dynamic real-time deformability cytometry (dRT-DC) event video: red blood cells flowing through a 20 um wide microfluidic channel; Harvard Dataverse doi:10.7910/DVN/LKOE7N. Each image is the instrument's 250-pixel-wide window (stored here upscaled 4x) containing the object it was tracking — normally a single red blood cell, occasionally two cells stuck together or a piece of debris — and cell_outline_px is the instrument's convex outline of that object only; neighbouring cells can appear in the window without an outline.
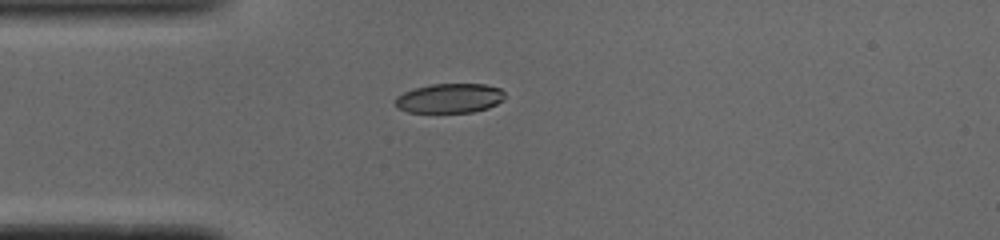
{"species": "common noctule bat (a hibernating species)", "species_latin": "Nyctalus noctula", "temperature_condition": "cold", "stored_images_in_passage": 39, "camera_frame_rate_fps": 3000, "um_per_image_px": 0.085, "animal": {"sex": "male", "body_mass_g": 19.0, "forearm_length_mm": 50.8}, "frame": {"image": 1, "passage_image": 1, "time_ms": 0.0, "image_size_px": [1000, 240], "cell_outline_px": [[504, 100], [488, 108], [472, 112], [408, 112], [396, 108], [396, 96], [404, 92], [416, 88], [432, 84], [484, 84], [500, 88], [504, 92]], "centroid_in_image_um": [38.23, 8.35], "position_along_channel_um": 46.8, "area_um2": 18.79}}
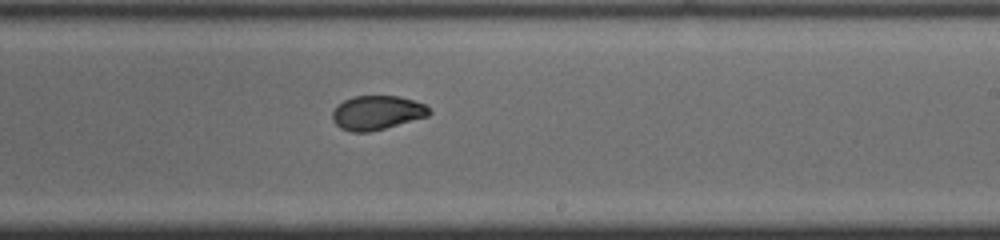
{"frame": {"image": 2, "passage_image": 18, "time_ms": 5.667, "image_size_px": [1000, 240], "cell_outline_px": [[432, 112], [428, 116], [384, 128], [368, 132], [352, 132], [340, 128], [332, 120], [332, 112], [336, 104], [352, 96], [400, 96], [424, 104]], "centroid_in_image_um": [32.0, 9.57], "position_along_channel_um": 257.0, "area_um2": 19.25}}
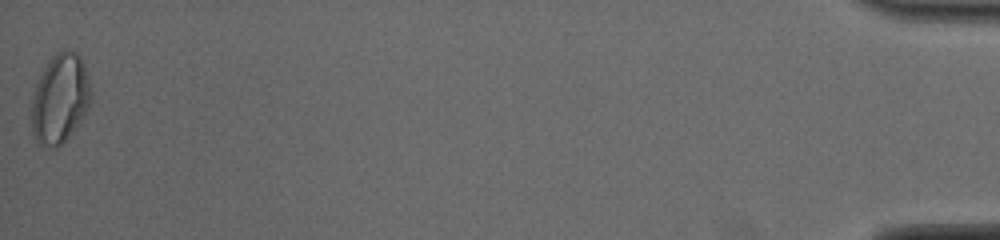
{"frame": {"image": 3, "passage_image": 39, "time_ms": 12.667, "image_size_px": [1000, 240], "cell_outline_px": [[92, 100], [88, 108], [68, 136], [56, 148], [48, 148], [40, 144], [36, 140], [32, 132], [32, 100], [36, 84], [48, 60], [56, 52], [64, 48], [72, 48], [80, 56], [92, 92]], "centroid_in_image_um": [5.09, 8.35], "position_along_channel_um": 430.1, "area_um2": 30.75}, "authors_computed_cell_mechanics": {"area_um2": 19.8832, "velocity_mm_per_s": 3.907, "shape_relaxation_time_tau1_ms": 5.3162, "shape_relaxation_time_tau2_ms": 1.3193, "deformation_change_tau1": 0.1594, "deformation_change_tau2": 0.0437}}